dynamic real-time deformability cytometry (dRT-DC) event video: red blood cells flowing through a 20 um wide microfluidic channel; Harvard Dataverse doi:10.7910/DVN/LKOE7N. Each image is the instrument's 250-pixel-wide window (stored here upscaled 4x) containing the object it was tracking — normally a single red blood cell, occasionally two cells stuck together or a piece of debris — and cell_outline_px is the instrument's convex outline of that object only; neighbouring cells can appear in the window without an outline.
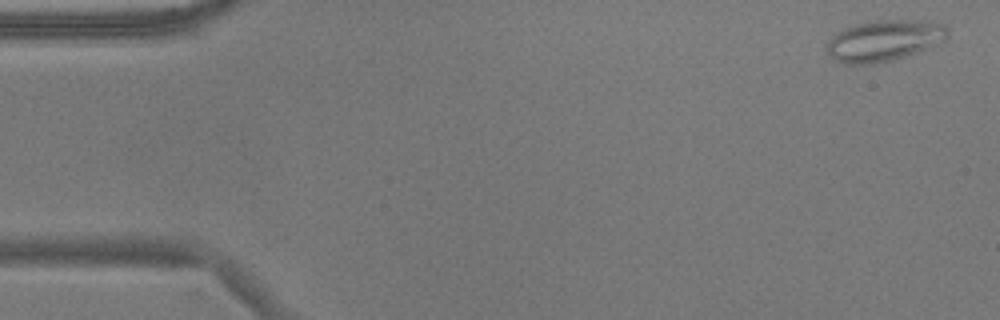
{"species": "common noctule bat (a hibernating species)", "species_latin": "Nyctalus noctula", "temperature_condition": "warm", "stored_images_in_passage": 9, "camera_frame_rate_fps": 3000, "um_per_image_px": 0.085, "animal": {"sex": "male", "body_mass_g": 17.9}, "frame": {"image": 1, "passage_image": 1, "time_ms": 0.0, "image_size_px": [1000, 320], "cell_outline_px": [[948, 36], [944, 40], [916, 52], [892, 60], [872, 64], [844, 64], [836, 60], [824, 48], [824, 44], [840, 28], [856, 24], [876, 20], [920, 20], [944, 24], [948, 28]], "centroid_in_image_um": [75.09, 3.44], "position_along_channel_um": 9.9, "area_um2": 29.02}}